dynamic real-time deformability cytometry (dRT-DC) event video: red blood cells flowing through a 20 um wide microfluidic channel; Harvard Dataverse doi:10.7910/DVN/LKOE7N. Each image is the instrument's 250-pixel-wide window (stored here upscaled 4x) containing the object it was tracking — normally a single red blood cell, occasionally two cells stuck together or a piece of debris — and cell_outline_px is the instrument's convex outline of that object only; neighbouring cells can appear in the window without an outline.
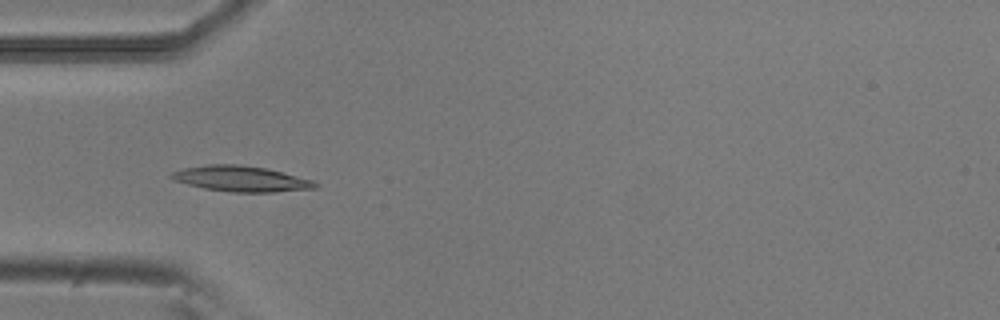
{"species": "common noctule bat (a hibernating species)", "species_latin": "Nyctalus noctula", "temperature_condition": "room temperature", "stored_images_in_passage": 38, "camera_frame_rate_fps": 3000, "um_per_image_px": 0.085, "animal": {"sex": "male", "body_mass_g": 20.5, "forearm_length_mm": 52.5}, "frame": {"image": 1, "passage_image": 1, "time_ms": 0.0, "image_size_px": [1000, 320], "cell_outline_px": [[320, 184], [316, 188], [276, 192], [232, 192], [204, 188], [172, 180], [168, 176], [172, 172], [184, 168], [208, 164], [236, 164], [264, 168], [312, 180]], "centroid_in_image_um": [20.46, 15.2], "position_along_channel_um": 64.5, "area_um2": 21.27}}
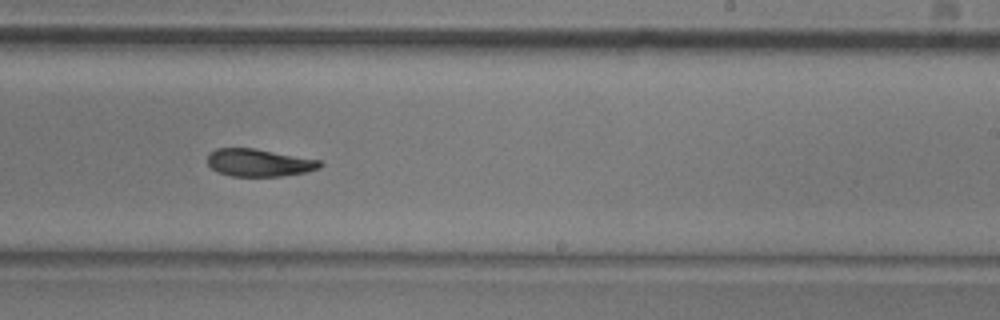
{"frame": {"image": 2, "passage_image": 17, "time_ms": 5.333, "image_size_px": [1000, 320], "cell_outline_px": [[324, 164], [320, 168], [304, 172], [280, 176], [232, 176], [216, 172], [208, 164], [208, 152], [216, 148], [256, 148], [320, 160]], "centroid_in_image_um": [22.0, 13.82], "position_along_channel_um": 267.0, "area_um2": 18.15}}
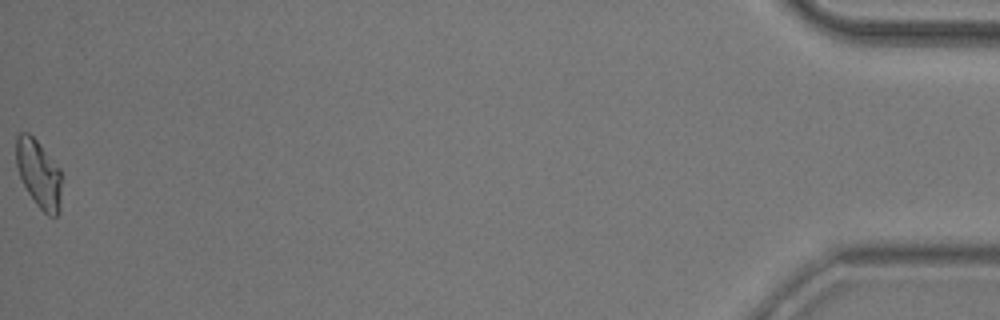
{"frame": {"image": 3, "passage_image": 38, "time_ms": 12.333, "image_size_px": [1000, 320], "cell_outline_px": [[60, 212], [56, 216], [48, 216], [36, 204], [28, 192], [20, 176], [16, 164], [16, 136], [20, 132], [28, 132], [36, 140], [60, 168]], "centroid_in_image_um": [3.29, 14.77], "position_along_channel_um": 431.9, "area_um2": 17.8}, "authors_computed_cell_mechanics": {"area_um2": 18.6983, "velocity_mm_per_s": 3.7954, "shape_relaxation_time_tau1_ms": 3.4969, "shape_relaxation_time_tau2_ms": null, "deformation_change_tau1": 0.1345, "deformation_change_tau2": null}}